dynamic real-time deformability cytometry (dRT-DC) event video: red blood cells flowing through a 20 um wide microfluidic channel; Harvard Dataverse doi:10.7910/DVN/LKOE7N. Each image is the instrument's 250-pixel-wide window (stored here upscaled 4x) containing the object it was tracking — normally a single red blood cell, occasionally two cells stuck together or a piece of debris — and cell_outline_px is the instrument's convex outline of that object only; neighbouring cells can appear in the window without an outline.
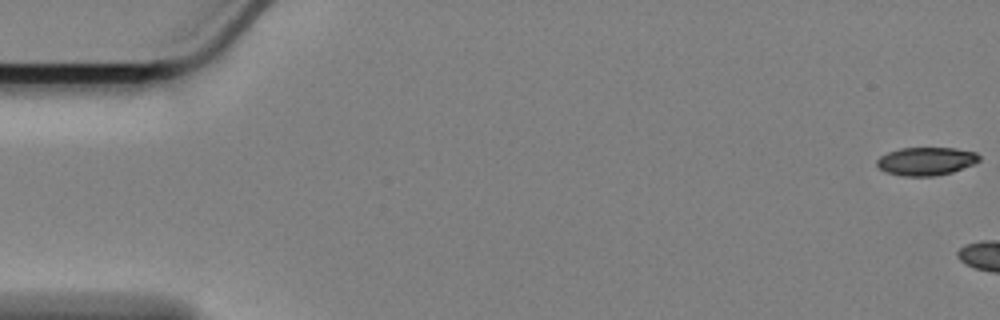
{"species": "Egyptian fruit bat (a non-hibernating species)", "species_latin": "Rousettus aegyptiacus", "temperature_condition": "cold", "stored_images_in_passage": 6, "camera_frame_rate_fps": 3000, "um_per_image_px": 0.085, "animal": {"sex": "female"}, "frame": {"image": 1, "passage_image": 1, "time_ms": 0.0, "image_size_px": [1000, 320], "cell_outline_px": [[980, 160], [972, 164], [952, 172], [936, 176], [900, 176], [884, 172], [876, 164], [876, 160], [880, 156], [888, 152], [900, 148], [956, 148], [976, 152], [980, 156]], "centroid_in_image_um": [78.69, 13.7], "position_along_channel_um": 6.3, "area_um2": 16.88}}